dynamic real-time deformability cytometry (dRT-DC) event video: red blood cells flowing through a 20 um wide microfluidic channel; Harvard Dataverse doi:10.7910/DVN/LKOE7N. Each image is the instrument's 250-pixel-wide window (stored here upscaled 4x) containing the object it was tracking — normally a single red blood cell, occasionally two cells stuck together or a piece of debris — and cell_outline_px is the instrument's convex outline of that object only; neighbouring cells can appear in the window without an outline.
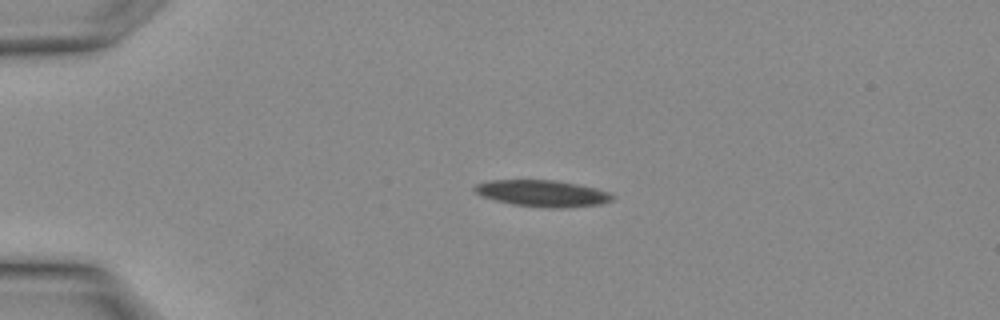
{"species": "Egyptian fruit bat (a non-hibernating species)", "species_latin": "Rousettus aegyptiacus", "temperature_condition": "warm", "stored_images_in_passage": 17, "camera_frame_rate_fps": 3000, "um_per_image_px": 0.085, "animal": {"sex": "female"}, "frame": {"image": 1, "passage_image": 1, "time_ms": 0.0, "image_size_px": [1000, 320], "cell_outline_px": [[616, 196], [612, 200], [600, 204], [560, 208], [552, 208], [512, 204], [480, 196], [472, 188], [476, 184], [488, 180], [556, 180], [596, 188], [608, 192]], "centroid_in_image_um": [46.09, 16.43], "position_along_channel_um": 38.9, "area_um2": 21.21}}
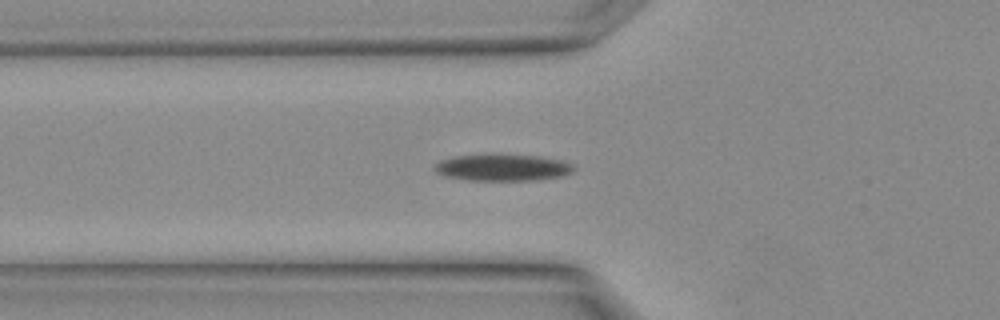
{"frame": {"image": 2, "passage_image": 5, "time_ms": 1.333, "image_size_px": [1000, 320], "cell_outline_px": [[576, 168], [572, 172], [560, 176], [532, 180], [472, 180], [444, 176], [436, 172], [432, 168], [440, 160], [456, 156], [484, 152], [492, 152], [540, 156], [564, 160], [572, 164]], "centroid_in_image_um": [42.7, 14.19], "position_along_channel_um": 83.1, "area_um2": 22.37}}
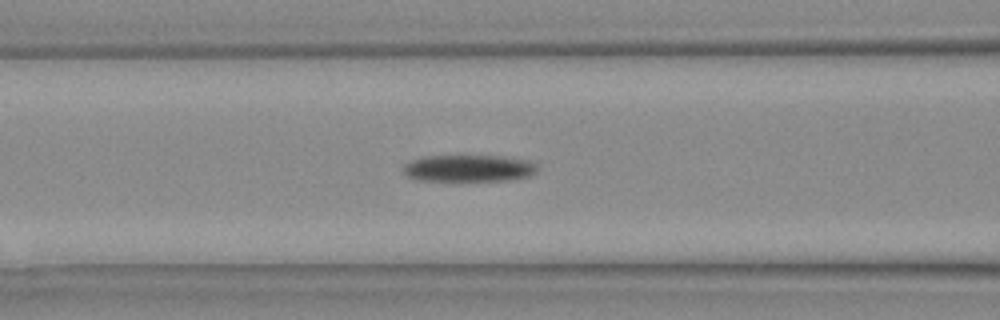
{"frame": {"image": 3, "passage_image": 7, "time_ms": 2.0, "image_size_px": [1000, 320], "cell_outline_px": [[536, 172], [528, 176], [508, 180], [424, 180], [408, 176], [404, 172], [404, 164], [412, 160], [428, 156], [500, 156], [528, 160], [536, 164]], "centroid_in_image_um": [39.87, 14.29], "position_along_channel_um": 126.7, "area_um2": 20.52}}